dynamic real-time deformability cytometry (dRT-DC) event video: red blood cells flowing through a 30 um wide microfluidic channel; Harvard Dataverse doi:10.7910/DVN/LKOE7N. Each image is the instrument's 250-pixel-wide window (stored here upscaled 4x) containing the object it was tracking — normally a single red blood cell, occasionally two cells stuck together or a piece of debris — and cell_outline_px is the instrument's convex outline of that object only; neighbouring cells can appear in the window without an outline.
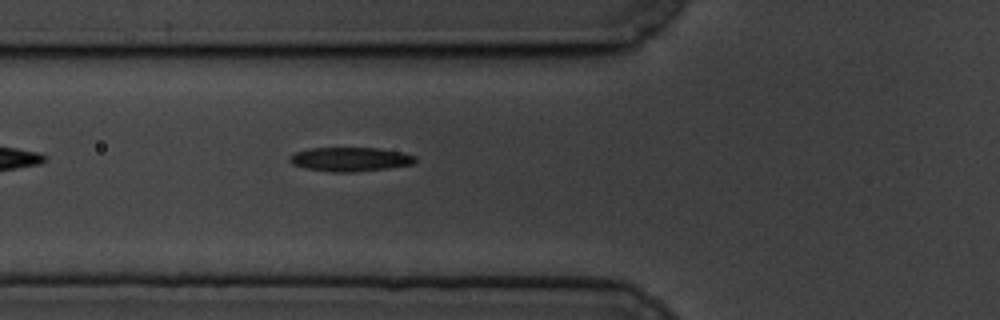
{"species": "common noctule bat (a hibernating species)", "species_latin": "Nyctalus noctula", "temperature_condition": "cold", "stored_images_in_passage": 40, "camera_frame_rate_fps": 3000, "um_per_image_px": 0.085, "animal": {"sex": "male", "body_mass_g": 19.5, "forearm_length_mm": 54.6}, "frame": {"image": 1, "passage_image": 5, "time_ms": 1.333, "image_size_px": [1000, 320], "cell_outline_px": [[416, 160], [412, 164], [388, 168], [352, 172], [332, 172], [304, 168], [292, 164], [288, 160], [288, 156], [296, 152], [308, 148], [376, 148], [400, 152], [416, 156]], "centroid_in_image_um": [29.71, 13.54], "position_along_channel_um": 96.1, "area_um2": 17.57}}
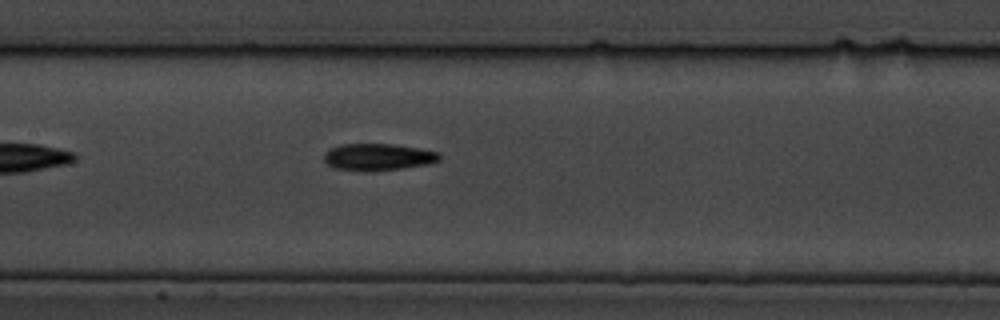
{"frame": {"image": 2, "passage_image": 12, "time_ms": 3.667, "image_size_px": [1000, 320], "cell_outline_px": [[440, 160], [428, 164], [372, 172], [364, 172], [332, 168], [324, 160], [324, 152], [328, 148], [340, 144], [396, 144], [420, 148], [440, 152]], "centroid_in_image_um": [32.1, 13.35], "position_along_channel_um": 175.3, "area_um2": 18.5}}
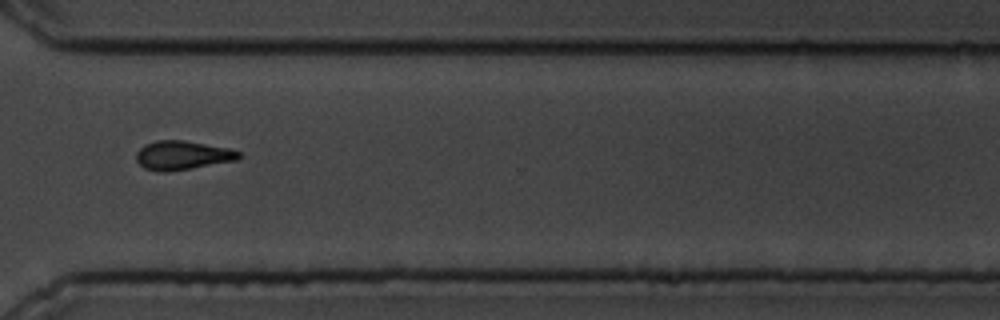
{"frame": {"image": 3, "passage_image": 28, "time_ms": 9.0, "image_size_px": [1000, 320], "cell_outline_px": [[240, 156], [236, 160], [192, 168], [168, 172], [156, 172], [144, 168], [136, 160], [136, 152], [144, 144], [156, 140], [184, 140], [228, 148], [240, 152]], "centroid_in_image_um": [15.45, 13.2], "position_along_channel_um": 355.1, "area_um2": 17.34}, "authors_computed_cell_mechanics": {"area_um2": 17.3978, "velocity_mm_per_s": 3.3727, "shape_relaxation_time_tau1_ms": 2.8439, "shape_relaxation_time_tau2_ms": null, "deformation_change_tau1": 0.1028, "deformation_change_tau2": null}}